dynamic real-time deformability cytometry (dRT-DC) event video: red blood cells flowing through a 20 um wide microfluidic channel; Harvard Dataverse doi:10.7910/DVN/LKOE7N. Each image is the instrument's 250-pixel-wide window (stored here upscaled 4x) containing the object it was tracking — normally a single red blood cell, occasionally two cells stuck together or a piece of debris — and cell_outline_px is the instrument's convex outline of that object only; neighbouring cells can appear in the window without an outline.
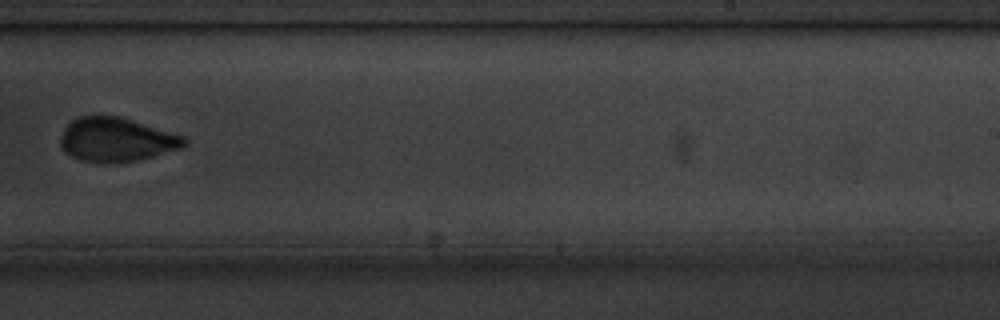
{"species": "common noctule bat (a hibernating species)", "species_latin": "Nyctalus noctula", "temperature_condition": "cold", "stored_images_in_passage": 15, "segment_of_instrument_passage": [1, 2], "camera_frame_rate_fps": 3000, "um_per_image_px": 0.085, "animal": {"sex": "male", "body_mass_g": 20.1, "forearm_length_mm": 53.5}, "frame": {"image": 1, "passage_image": 9, "time_ms": 10.0, "image_size_px": [1000, 320], "cell_outline_px": [[188, 144], [180, 148], [152, 156], [136, 160], [80, 160], [64, 152], [60, 144], [60, 136], [64, 128], [72, 120], [80, 116], [120, 116], [184, 136], [188, 140]], "centroid_in_image_um": [9.89, 11.83], "position_along_channel_um": 279.1, "area_um2": 30.92}}
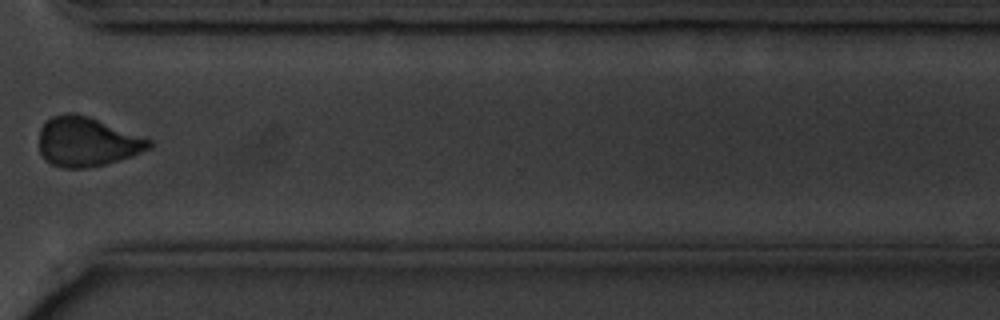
{"frame": {"image": 2, "passage_image": 11, "time_ms": 12.333, "image_size_px": [1000, 320], "cell_outline_px": [[152, 148], [132, 156], [104, 164], [88, 168], [64, 168], [52, 164], [44, 160], [40, 152], [40, 128], [52, 116], [64, 112], [76, 112], [88, 116], [152, 140]], "centroid_in_image_um": [7.38, 12.05], "position_along_channel_um": 363.2, "area_um2": 31.67}}
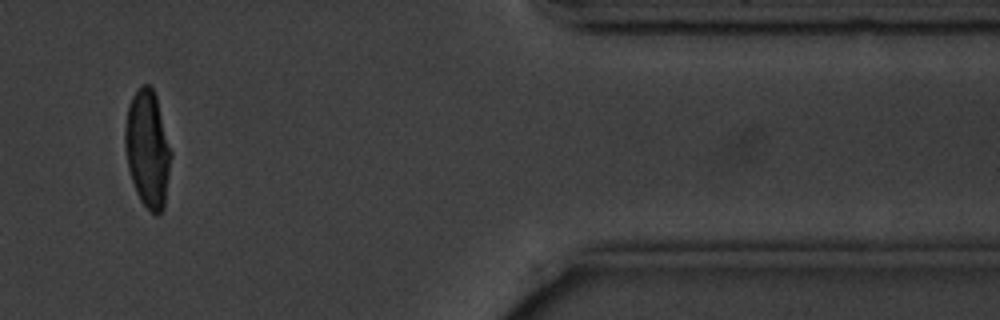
{"frame": {"image": 3, "passage_image": 13, "time_ms": 14.333, "image_size_px": [1000, 320], "cell_outline_px": [[172, 156], [164, 208], [156, 216], [140, 200], [136, 192], [128, 168], [124, 148], [124, 128], [128, 104], [132, 96], [144, 84], [148, 84], [152, 88], [156, 96], [172, 152]], "centroid_in_image_um": [12.54, 12.66], "position_along_channel_um": 398.9, "area_um2": 31.5}}